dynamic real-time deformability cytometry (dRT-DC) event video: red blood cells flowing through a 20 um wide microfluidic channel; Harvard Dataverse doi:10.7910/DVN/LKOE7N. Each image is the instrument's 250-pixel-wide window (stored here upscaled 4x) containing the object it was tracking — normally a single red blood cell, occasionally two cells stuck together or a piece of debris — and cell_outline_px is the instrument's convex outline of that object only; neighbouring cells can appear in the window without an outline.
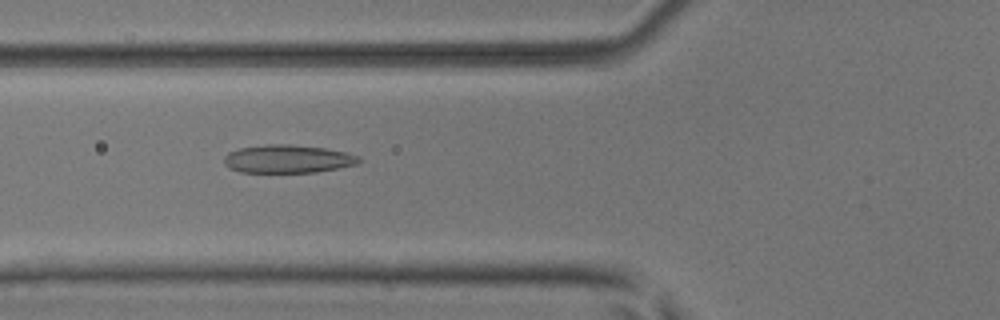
{"species": "common noctule bat (a hibernating species)", "species_latin": "Nyctalus noctula", "temperature_condition": "room temperature", "stored_images_in_passage": 38, "camera_frame_rate_fps": 3000, "um_per_image_px": 0.085, "animal": {"sex": "male", "body_mass_g": 17.9, "forearm_length_mm": 54.2}, "frame": {"image": 1, "passage_image": 10, "time_ms": 3.0, "image_size_px": [1000, 320], "cell_outline_px": [[360, 160], [356, 164], [316, 172], [240, 172], [224, 164], [224, 156], [228, 152], [240, 148], [268, 144], [292, 144], [324, 148], [344, 152], [360, 156]], "centroid_in_image_um": [24.44, 13.5], "position_along_channel_um": 101.4, "area_um2": 21.91}}
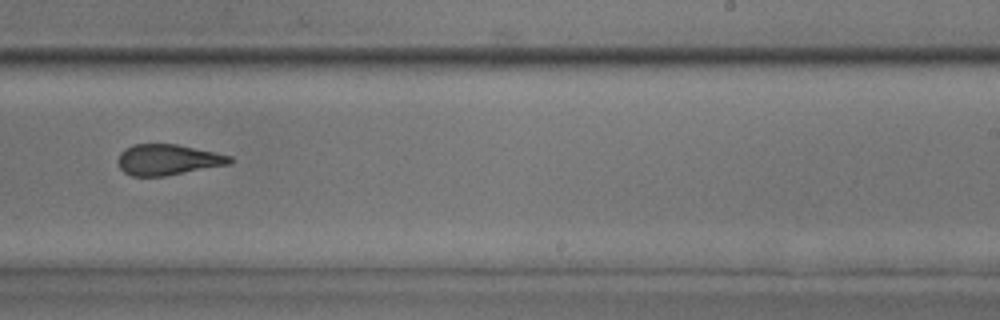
{"frame": {"image": 2, "passage_image": 23, "time_ms": 7.333, "image_size_px": [1000, 320], "cell_outline_px": [[232, 160], [228, 164], [164, 176], [132, 176], [124, 172], [120, 168], [116, 160], [120, 152], [124, 148], [132, 144], [176, 144], [232, 156]], "centroid_in_image_um": [14.19, 13.57], "position_along_channel_um": 274.8, "area_um2": 19.94}}
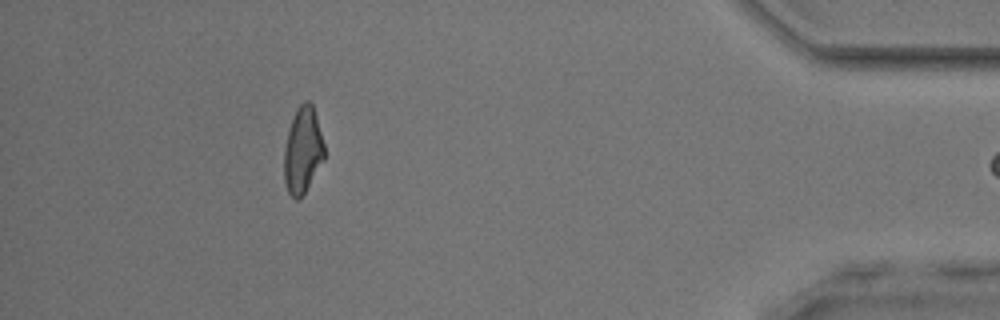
{"frame": {"image": 3, "passage_image": 37, "time_ms": 12.0, "image_size_px": [1000, 320], "cell_outline_px": [[324, 160], [300, 200], [296, 200], [288, 192], [284, 184], [284, 148], [288, 132], [296, 108], [304, 100], [308, 100], [312, 104], [316, 116], [324, 144]], "centroid_in_image_um": [25.72, 12.8], "position_along_channel_um": 409.5, "area_um2": 20.23}}